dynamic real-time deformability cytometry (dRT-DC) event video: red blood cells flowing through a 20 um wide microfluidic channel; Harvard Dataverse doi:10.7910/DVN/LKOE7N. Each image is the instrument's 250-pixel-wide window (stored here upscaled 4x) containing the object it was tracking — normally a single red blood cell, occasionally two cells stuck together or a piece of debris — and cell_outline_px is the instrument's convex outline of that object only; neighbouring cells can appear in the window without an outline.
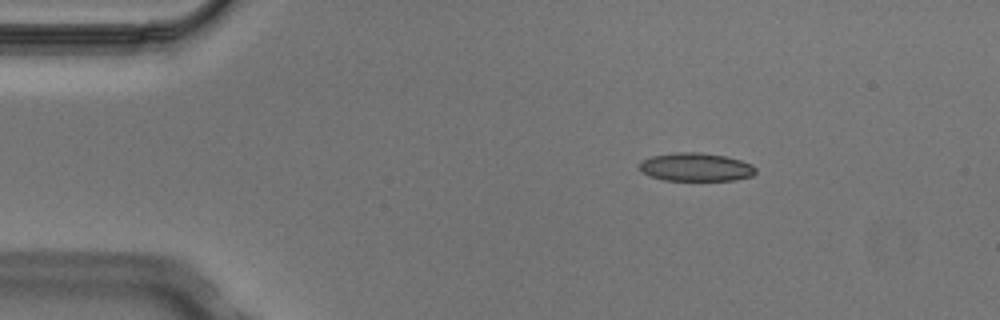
{"species": "Egyptian fruit bat (a non-hibernating species)", "species_latin": "Rousettus aegyptiacus", "temperature_condition": "cold", "stored_images_in_passage": 3, "camera_frame_rate_fps": 3000, "um_per_image_px": 0.085, "animal": {"sex": "male"}, "frame": {"image": 1, "passage_image": 1, "time_ms": 0.0, "image_size_px": [1000, 320], "cell_outline_px": [[756, 172], [752, 176], [736, 180], [664, 180], [648, 176], [640, 172], [640, 160], [652, 156], [676, 152], [700, 152], [724, 156], [740, 160], [752, 164], [756, 168]], "centroid_in_image_um": [59.13, 14.2], "position_along_channel_um": 25.9, "area_um2": 19.31}}
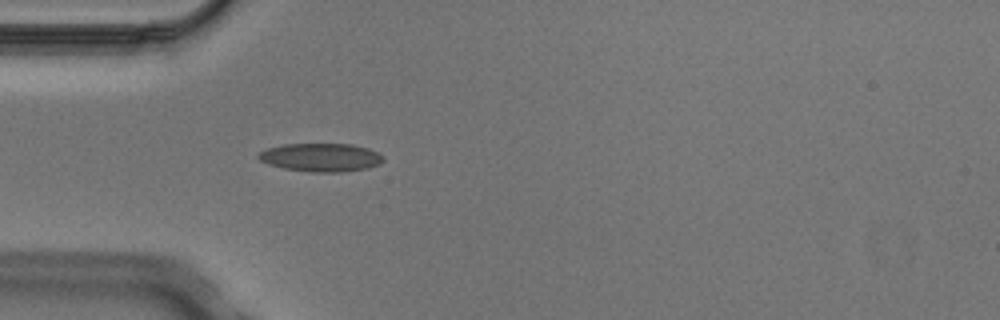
{"frame": {"image": 2, "passage_image": 3, "time_ms": 0.667, "image_size_px": [1000, 320], "cell_outline_px": [[384, 160], [380, 164], [368, 168], [340, 172], [312, 172], [284, 168], [268, 164], [260, 160], [256, 156], [260, 152], [268, 148], [284, 144], [352, 144], [368, 148], [384, 156]], "centroid_in_image_um": [27.29, 13.38], "position_along_channel_um": 57.7, "area_um2": 20.58}}